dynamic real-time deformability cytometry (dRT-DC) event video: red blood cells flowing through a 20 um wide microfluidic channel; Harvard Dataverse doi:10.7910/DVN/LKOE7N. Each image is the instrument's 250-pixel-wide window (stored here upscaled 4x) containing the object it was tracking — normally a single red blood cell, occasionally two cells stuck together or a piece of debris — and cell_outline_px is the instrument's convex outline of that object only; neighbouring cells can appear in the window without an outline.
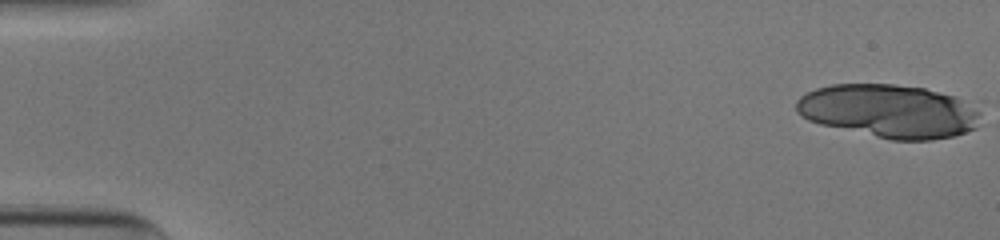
{"species": "human", "species_latin": "Homo sapiens", "temperature_condition": "cold", "stored_images_in_passage": 18, "camera_frame_rate_fps": 3000, "um_per_image_px": 0.085, "donor": {"sex": "male"}, "frame": {"image": 1, "passage_image": 1, "time_ms": 0.0, "image_size_px": [1000, 240], "cell_outline_px": [[984, 100], [976, 128], [956, 136], [932, 140], [892, 140], [820, 124], [808, 120], [796, 112], [796, 100], [800, 96], [816, 88], [832, 84], [892, 84], [924, 88]], "centroid_in_image_um": [75.74, 9.42], "position_along_channel_um": 9.3, "area_um2": 58.9}}